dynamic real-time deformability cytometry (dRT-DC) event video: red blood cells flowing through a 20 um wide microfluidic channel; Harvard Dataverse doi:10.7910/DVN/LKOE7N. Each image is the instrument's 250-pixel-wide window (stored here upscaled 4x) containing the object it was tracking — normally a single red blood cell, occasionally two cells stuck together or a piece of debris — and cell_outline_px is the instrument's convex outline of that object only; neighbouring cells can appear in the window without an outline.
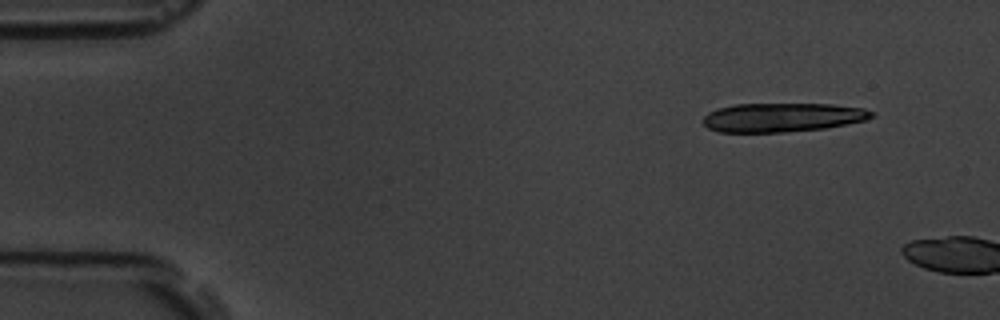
{"species": "common noctule bat (a hibernating species)", "species_latin": "Nyctalus noctula", "temperature_condition": "room temperature", "stored_images_in_passage": 3, "camera_frame_rate_fps": 3000, "um_per_image_px": 0.085, "animal": {"sex": "male", "body_mass_g": 19.5, "forearm_length_mm": 54.6}, "frame": {"image": 1, "passage_image": 2, "time_ms": 1.333, "image_size_px": [1000, 320], "cell_outline_px": [[876, 116], [864, 120], [824, 128], [784, 132], [720, 132], [708, 128], [704, 124], [704, 116], [708, 112], [716, 108], [736, 104], [832, 104], [864, 108], [872, 112]], "centroid_in_image_um": [66.48, 9.97], "position_along_channel_um": 18.5, "area_um2": 28.32}}